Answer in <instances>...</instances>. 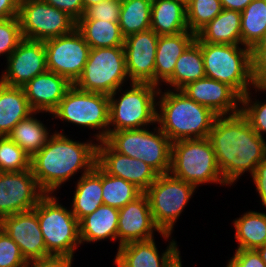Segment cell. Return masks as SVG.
<instances>
[{
	"instance_id": "cell-26",
	"label": "cell",
	"mask_w": 266,
	"mask_h": 267,
	"mask_svg": "<svg viewBox=\"0 0 266 267\" xmlns=\"http://www.w3.org/2000/svg\"><path fill=\"white\" fill-rule=\"evenodd\" d=\"M119 209L107 205L99 206L80 222V243L84 244L110 239L117 241Z\"/></svg>"
},
{
	"instance_id": "cell-31",
	"label": "cell",
	"mask_w": 266,
	"mask_h": 267,
	"mask_svg": "<svg viewBox=\"0 0 266 267\" xmlns=\"http://www.w3.org/2000/svg\"><path fill=\"white\" fill-rule=\"evenodd\" d=\"M32 113L29 117L18 122L7 135L13 142L22 148L30 157L39 152L46 144L51 134L44 125Z\"/></svg>"
},
{
	"instance_id": "cell-35",
	"label": "cell",
	"mask_w": 266,
	"mask_h": 267,
	"mask_svg": "<svg viewBox=\"0 0 266 267\" xmlns=\"http://www.w3.org/2000/svg\"><path fill=\"white\" fill-rule=\"evenodd\" d=\"M143 193L135 184L102 170L103 205L121 209Z\"/></svg>"
},
{
	"instance_id": "cell-44",
	"label": "cell",
	"mask_w": 266,
	"mask_h": 267,
	"mask_svg": "<svg viewBox=\"0 0 266 267\" xmlns=\"http://www.w3.org/2000/svg\"><path fill=\"white\" fill-rule=\"evenodd\" d=\"M47 4L67 13L76 22L84 15L82 0H43Z\"/></svg>"
},
{
	"instance_id": "cell-15",
	"label": "cell",
	"mask_w": 266,
	"mask_h": 267,
	"mask_svg": "<svg viewBox=\"0 0 266 267\" xmlns=\"http://www.w3.org/2000/svg\"><path fill=\"white\" fill-rule=\"evenodd\" d=\"M6 60V70L2 72L0 82L12 87H23L47 71L44 41L23 39Z\"/></svg>"
},
{
	"instance_id": "cell-46",
	"label": "cell",
	"mask_w": 266,
	"mask_h": 267,
	"mask_svg": "<svg viewBox=\"0 0 266 267\" xmlns=\"http://www.w3.org/2000/svg\"><path fill=\"white\" fill-rule=\"evenodd\" d=\"M74 261L66 257L29 260L25 267H72Z\"/></svg>"
},
{
	"instance_id": "cell-45",
	"label": "cell",
	"mask_w": 266,
	"mask_h": 267,
	"mask_svg": "<svg viewBox=\"0 0 266 267\" xmlns=\"http://www.w3.org/2000/svg\"><path fill=\"white\" fill-rule=\"evenodd\" d=\"M251 178L261 198V204L266 208V158L256 166Z\"/></svg>"
},
{
	"instance_id": "cell-33",
	"label": "cell",
	"mask_w": 266,
	"mask_h": 267,
	"mask_svg": "<svg viewBox=\"0 0 266 267\" xmlns=\"http://www.w3.org/2000/svg\"><path fill=\"white\" fill-rule=\"evenodd\" d=\"M152 0H121L119 26L124 37L150 29Z\"/></svg>"
},
{
	"instance_id": "cell-10",
	"label": "cell",
	"mask_w": 266,
	"mask_h": 267,
	"mask_svg": "<svg viewBox=\"0 0 266 267\" xmlns=\"http://www.w3.org/2000/svg\"><path fill=\"white\" fill-rule=\"evenodd\" d=\"M127 81L124 47H102L90 48L85 67L73 85L82 91L111 95Z\"/></svg>"
},
{
	"instance_id": "cell-12",
	"label": "cell",
	"mask_w": 266,
	"mask_h": 267,
	"mask_svg": "<svg viewBox=\"0 0 266 267\" xmlns=\"http://www.w3.org/2000/svg\"><path fill=\"white\" fill-rule=\"evenodd\" d=\"M18 19L23 39L45 41L71 33L76 21L43 0H20Z\"/></svg>"
},
{
	"instance_id": "cell-47",
	"label": "cell",
	"mask_w": 266,
	"mask_h": 267,
	"mask_svg": "<svg viewBox=\"0 0 266 267\" xmlns=\"http://www.w3.org/2000/svg\"><path fill=\"white\" fill-rule=\"evenodd\" d=\"M20 0H0V20L18 17Z\"/></svg>"
},
{
	"instance_id": "cell-40",
	"label": "cell",
	"mask_w": 266,
	"mask_h": 267,
	"mask_svg": "<svg viewBox=\"0 0 266 267\" xmlns=\"http://www.w3.org/2000/svg\"><path fill=\"white\" fill-rule=\"evenodd\" d=\"M24 258L17 243L7 233L0 230V267H25Z\"/></svg>"
},
{
	"instance_id": "cell-3",
	"label": "cell",
	"mask_w": 266,
	"mask_h": 267,
	"mask_svg": "<svg viewBox=\"0 0 266 267\" xmlns=\"http://www.w3.org/2000/svg\"><path fill=\"white\" fill-rule=\"evenodd\" d=\"M161 90L157 97L156 124L170 141L207 138L218 115L181 90Z\"/></svg>"
},
{
	"instance_id": "cell-27",
	"label": "cell",
	"mask_w": 266,
	"mask_h": 267,
	"mask_svg": "<svg viewBox=\"0 0 266 267\" xmlns=\"http://www.w3.org/2000/svg\"><path fill=\"white\" fill-rule=\"evenodd\" d=\"M196 39L210 44L242 45L241 13L223 9L196 34Z\"/></svg>"
},
{
	"instance_id": "cell-42",
	"label": "cell",
	"mask_w": 266,
	"mask_h": 267,
	"mask_svg": "<svg viewBox=\"0 0 266 267\" xmlns=\"http://www.w3.org/2000/svg\"><path fill=\"white\" fill-rule=\"evenodd\" d=\"M121 0H107L89 6L80 19L104 20L119 23Z\"/></svg>"
},
{
	"instance_id": "cell-41",
	"label": "cell",
	"mask_w": 266,
	"mask_h": 267,
	"mask_svg": "<svg viewBox=\"0 0 266 267\" xmlns=\"http://www.w3.org/2000/svg\"><path fill=\"white\" fill-rule=\"evenodd\" d=\"M250 50L254 88H262L266 85V34Z\"/></svg>"
},
{
	"instance_id": "cell-6",
	"label": "cell",
	"mask_w": 266,
	"mask_h": 267,
	"mask_svg": "<svg viewBox=\"0 0 266 267\" xmlns=\"http://www.w3.org/2000/svg\"><path fill=\"white\" fill-rule=\"evenodd\" d=\"M169 173L196 188L205 183L229 186L218 168L214 149L208 137L172 142Z\"/></svg>"
},
{
	"instance_id": "cell-49",
	"label": "cell",
	"mask_w": 266,
	"mask_h": 267,
	"mask_svg": "<svg viewBox=\"0 0 266 267\" xmlns=\"http://www.w3.org/2000/svg\"><path fill=\"white\" fill-rule=\"evenodd\" d=\"M180 252L167 264L166 267H182Z\"/></svg>"
},
{
	"instance_id": "cell-51",
	"label": "cell",
	"mask_w": 266,
	"mask_h": 267,
	"mask_svg": "<svg viewBox=\"0 0 266 267\" xmlns=\"http://www.w3.org/2000/svg\"><path fill=\"white\" fill-rule=\"evenodd\" d=\"M261 257V259L266 264V244L256 249Z\"/></svg>"
},
{
	"instance_id": "cell-52",
	"label": "cell",
	"mask_w": 266,
	"mask_h": 267,
	"mask_svg": "<svg viewBox=\"0 0 266 267\" xmlns=\"http://www.w3.org/2000/svg\"><path fill=\"white\" fill-rule=\"evenodd\" d=\"M255 89V92L257 93V91L259 92H266V85L265 86H263L262 88H254Z\"/></svg>"
},
{
	"instance_id": "cell-4",
	"label": "cell",
	"mask_w": 266,
	"mask_h": 267,
	"mask_svg": "<svg viewBox=\"0 0 266 267\" xmlns=\"http://www.w3.org/2000/svg\"><path fill=\"white\" fill-rule=\"evenodd\" d=\"M40 229L50 257L73 260L80 243L79 221L53 194H44L36 207Z\"/></svg>"
},
{
	"instance_id": "cell-28",
	"label": "cell",
	"mask_w": 266,
	"mask_h": 267,
	"mask_svg": "<svg viewBox=\"0 0 266 267\" xmlns=\"http://www.w3.org/2000/svg\"><path fill=\"white\" fill-rule=\"evenodd\" d=\"M32 113L23 87H12L0 82V136H7L15 125Z\"/></svg>"
},
{
	"instance_id": "cell-20",
	"label": "cell",
	"mask_w": 266,
	"mask_h": 267,
	"mask_svg": "<svg viewBox=\"0 0 266 267\" xmlns=\"http://www.w3.org/2000/svg\"><path fill=\"white\" fill-rule=\"evenodd\" d=\"M181 91L218 116L240 113L241 96L226 83L204 77L188 83Z\"/></svg>"
},
{
	"instance_id": "cell-7",
	"label": "cell",
	"mask_w": 266,
	"mask_h": 267,
	"mask_svg": "<svg viewBox=\"0 0 266 267\" xmlns=\"http://www.w3.org/2000/svg\"><path fill=\"white\" fill-rule=\"evenodd\" d=\"M201 53L206 77L228 84L241 97L254 88L249 47L201 42Z\"/></svg>"
},
{
	"instance_id": "cell-22",
	"label": "cell",
	"mask_w": 266,
	"mask_h": 267,
	"mask_svg": "<svg viewBox=\"0 0 266 267\" xmlns=\"http://www.w3.org/2000/svg\"><path fill=\"white\" fill-rule=\"evenodd\" d=\"M72 84L61 75L46 71L23 86L34 112L52 113Z\"/></svg>"
},
{
	"instance_id": "cell-13",
	"label": "cell",
	"mask_w": 266,
	"mask_h": 267,
	"mask_svg": "<svg viewBox=\"0 0 266 267\" xmlns=\"http://www.w3.org/2000/svg\"><path fill=\"white\" fill-rule=\"evenodd\" d=\"M47 71L66 78L72 85L80 77L90 46L75 28L71 33L44 41Z\"/></svg>"
},
{
	"instance_id": "cell-48",
	"label": "cell",
	"mask_w": 266,
	"mask_h": 267,
	"mask_svg": "<svg viewBox=\"0 0 266 267\" xmlns=\"http://www.w3.org/2000/svg\"><path fill=\"white\" fill-rule=\"evenodd\" d=\"M223 9L242 12L253 0H220Z\"/></svg>"
},
{
	"instance_id": "cell-25",
	"label": "cell",
	"mask_w": 266,
	"mask_h": 267,
	"mask_svg": "<svg viewBox=\"0 0 266 267\" xmlns=\"http://www.w3.org/2000/svg\"><path fill=\"white\" fill-rule=\"evenodd\" d=\"M150 29L159 36L188 31L186 2L182 0H152Z\"/></svg>"
},
{
	"instance_id": "cell-1",
	"label": "cell",
	"mask_w": 266,
	"mask_h": 267,
	"mask_svg": "<svg viewBox=\"0 0 266 267\" xmlns=\"http://www.w3.org/2000/svg\"><path fill=\"white\" fill-rule=\"evenodd\" d=\"M224 181L230 186L245 173L251 175L266 158V141L240 113L217 116L208 136Z\"/></svg>"
},
{
	"instance_id": "cell-18",
	"label": "cell",
	"mask_w": 266,
	"mask_h": 267,
	"mask_svg": "<svg viewBox=\"0 0 266 267\" xmlns=\"http://www.w3.org/2000/svg\"><path fill=\"white\" fill-rule=\"evenodd\" d=\"M105 173L135 184L145 192L158 173L143 161L114 151L105 141L97 143V163Z\"/></svg>"
},
{
	"instance_id": "cell-2",
	"label": "cell",
	"mask_w": 266,
	"mask_h": 267,
	"mask_svg": "<svg viewBox=\"0 0 266 267\" xmlns=\"http://www.w3.org/2000/svg\"><path fill=\"white\" fill-rule=\"evenodd\" d=\"M62 132H53L47 144L30 160V169L45 194H55L60 186L82 170L90 172L97 163V143L74 141Z\"/></svg>"
},
{
	"instance_id": "cell-36",
	"label": "cell",
	"mask_w": 266,
	"mask_h": 267,
	"mask_svg": "<svg viewBox=\"0 0 266 267\" xmlns=\"http://www.w3.org/2000/svg\"><path fill=\"white\" fill-rule=\"evenodd\" d=\"M223 10L220 0H187L186 18L195 35Z\"/></svg>"
},
{
	"instance_id": "cell-30",
	"label": "cell",
	"mask_w": 266,
	"mask_h": 267,
	"mask_svg": "<svg viewBox=\"0 0 266 267\" xmlns=\"http://www.w3.org/2000/svg\"><path fill=\"white\" fill-rule=\"evenodd\" d=\"M76 29L90 48L123 46L125 37L119 23L104 20L79 19Z\"/></svg>"
},
{
	"instance_id": "cell-43",
	"label": "cell",
	"mask_w": 266,
	"mask_h": 267,
	"mask_svg": "<svg viewBox=\"0 0 266 267\" xmlns=\"http://www.w3.org/2000/svg\"><path fill=\"white\" fill-rule=\"evenodd\" d=\"M226 267H266L255 249H236Z\"/></svg>"
},
{
	"instance_id": "cell-8",
	"label": "cell",
	"mask_w": 266,
	"mask_h": 267,
	"mask_svg": "<svg viewBox=\"0 0 266 267\" xmlns=\"http://www.w3.org/2000/svg\"><path fill=\"white\" fill-rule=\"evenodd\" d=\"M108 132L105 142L116 152L139 159L159 175L171 168V145L168 136L158 127Z\"/></svg>"
},
{
	"instance_id": "cell-17",
	"label": "cell",
	"mask_w": 266,
	"mask_h": 267,
	"mask_svg": "<svg viewBox=\"0 0 266 267\" xmlns=\"http://www.w3.org/2000/svg\"><path fill=\"white\" fill-rule=\"evenodd\" d=\"M157 231L166 241L172 234L163 233L156 226L145 193L119 209L117 239L119 247L134 241L154 238Z\"/></svg>"
},
{
	"instance_id": "cell-34",
	"label": "cell",
	"mask_w": 266,
	"mask_h": 267,
	"mask_svg": "<svg viewBox=\"0 0 266 267\" xmlns=\"http://www.w3.org/2000/svg\"><path fill=\"white\" fill-rule=\"evenodd\" d=\"M266 34V0H253L241 12V41L250 49Z\"/></svg>"
},
{
	"instance_id": "cell-19",
	"label": "cell",
	"mask_w": 266,
	"mask_h": 267,
	"mask_svg": "<svg viewBox=\"0 0 266 267\" xmlns=\"http://www.w3.org/2000/svg\"><path fill=\"white\" fill-rule=\"evenodd\" d=\"M1 229L17 243L27 261L50 257L34 210L3 217Z\"/></svg>"
},
{
	"instance_id": "cell-5",
	"label": "cell",
	"mask_w": 266,
	"mask_h": 267,
	"mask_svg": "<svg viewBox=\"0 0 266 267\" xmlns=\"http://www.w3.org/2000/svg\"><path fill=\"white\" fill-rule=\"evenodd\" d=\"M159 88L151 83L131 82L109 95L108 132L147 128L156 123ZM123 91L122 93H119ZM119 95L118 98L116 95ZM112 127V128H111Z\"/></svg>"
},
{
	"instance_id": "cell-23",
	"label": "cell",
	"mask_w": 266,
	"mask_h": 267,
	"mask_svg": "<svg viewBox=\"0 0 266 267\" xmlns=\"http://www.w3.org/2000/svg\"><path fill=\"white\" fill-rule=\"evenodd\" d=\"M196 40V35L185 31L175 35H162L158 38L154 85L161 86L174 72L177 59Z\"/></svg>"
},
{
	"instance_id": "cell-16",
	"label": "cell",
	"mask_w": 266,
	"mask_h": 267,
	"mask_svg": "<svg viewBox=\"0 0 266 267\" xmlns=\"http://www.w3.org/2000/svg\"><path fill=\"white\" fill-rule=\"evenodd\" d=\"M159 35L151 29L125 37L126 71L131 82L154 84L156 50Z\"/></svg>"
},
{
	"instance_id": "cell-37",
	"label": "cell",
	"mask_w": 266,
	"mask_h": 267,
	"mask_svg": "<svg viewBox=\"0 0 266 267\" xmlns=\"http://www.w3.org/2000/svg\"><path fill=\"white\" fill-rule=\"evenodd\" d=\"M31 157L8 136H0V172L30 169Z\"/></svg>"
},
{
	"instance_id": "cell-9",
	"label": "cell",
	"mask_w": 266,
	"mask_h": 267,
	"mask_svg": "<svg viewBox=\"0 0 266 267\" xmlns=\"http://www.w3.org/2000/svg\"><path fill=\"white\" fill-rule=\"evenodd\" d=\"M51 116L77 127L99 130L94 134V140L97 143L105 141L109 126V95L82 91L72 85Z\"/></svg>"
},
{
	"instance_id": "cell-11",
	"label": "cell",
	"mask_w": 266,
	"mask_h": 267,
	"mask_svg": "<svg viewBox=\"0 0 266 267\" xmlns=\"http://www.w3.org/2000/svg\"><path fill=\"white\" fill-rule=\"evenodd\" d=\"M196 187L170 173L158 175L144 192L156 226L163 233H173L175 223L189 203Z\"/></svg>"
},
{
	"instance_id": "cell-21",
	"label": "cell",
	"mask_w": 266,
	"mask_h": 267,
	"mask_svg": "<svg viewBox=\"0 0 266 267\" xmlns=\"http://www.w3.org/2000/svg\"><path fill=\"white\" fill-rule=\"evenodd\" d=\"M179 252L177 241L171 239L160 255L155 238H152L118 247L113 263L116 267H166Z\"/></svg>"
},
{
	"instance_id": "cell-29",
	"label": "cell",
	"mask_w": 266,
	"mask_h": 267,
	"mask_svg": "<svg viewBox=\"0 0 266 267\" xmlns=\"http://www.w3.org/2000/svg\"><path fill=\"white\" fill-rule=\"evenodd\" d=\"M204 77L201 42L196 39L177 59L173 75L165 83L174 90H181L188 83Z\"/></svg>"
},
{
	"instance_id": "cell-24",
	"label": "cell",
	"mask_w": 266,
	"mask_h": 267,
	"mask_svg": "<svg viewBox=\"0 0 266 267\" xmlns=\"http://www.w3.org/2000/svg\"><path fill=\"white\" fill-rule=\"evenodd\" d=\"M71 212L80 222L85 216L103 205L102 169L96 164L88 173L77 179Z\"/></svg>"
},
{
	"instance_id": "cell-53",
	"label": "cell",
	"mask_w": 266,
	"mask_h": 267,
	"mask_svg": "<svg viewBox=\"0 0 266 267\" xmlns=\"http://www.w3.org/2000/svg\"><path fill=\"white\" fill-rule=\"evenodd\" d=\"M1 227H2V219L0 218V230H1Z\"/></svg>"
},
{
	"instance_id": "cell-38",
	"label": "cell",
	"mask_w": 266,
	"mask_h": 267,
	"mask_svg": "<svg viewBox=\"0 0 266 267\" xmlns=\"http://www.w3.org/2000/svg\"><path fill=\"white\" fill-rule=\"evenodd\" d=\"M250 90L241 97V114L248 120L252 129L262 138L266 133V102L252 101ZM262 102V103H261Z\"/></svg>"
},
{
	"instance_id": "cell-50",
	"label": "cell",
	"mask_w": 266,
	"mask_h": 267,
	"mask_svg": "<svg viewBox=\"0 0 266 267\" xmlns=\"http://www.w3.org/2000/svg\"><path fill=\"white\" fill-rule=\"evenodd\" d=\"M84 9L86 10L89 6L96 5L100 2L107 1V0H82Z\"/></svg>"
},
{
	"instance_id": "cell-39",
	"label": "cell",
	"mask_w": 266,
	"mask_h": 267,
	"mask_svg": "<svg viewBox=\"0 0 266 267\" xmlns=\"http://www.w3.org/2000/svg\"><path fill=\"white\" fill-rule=\"evenodd\" d=\"M22 40L18 17L0 20V56L8 58Z\"/></svg>"
},
{
	"instance_id": "cell-14",
	"label": "cell",
	"mask_w": 266,
	"mask_h": 267,
	"mask_svg": "<svg viewBox=\"0 0 266 267\" xmlns=\"http://www.w3.org/2000/svg\"><path fill=\"white\" fill-rule=\"evenodd\" d=\"M44 194L31 169L0 172V218L33 210Z\"/></svg>"
},
{
	"instance_id": "cell-32",
	"label": "cell",
	"mask_w": 266,
	"mask_h": 267,
	"mask_svg": "<svg viewBox=\"0 0 266 267\" xmlns=\"http://www.w3.org/2000/svg\"><path fill=\"white\" fill-rule=\"evenodd\" d=\"M236 249H257L266 244V213L248 211L233 220Z\"/></svg>"
}]
</instances>
